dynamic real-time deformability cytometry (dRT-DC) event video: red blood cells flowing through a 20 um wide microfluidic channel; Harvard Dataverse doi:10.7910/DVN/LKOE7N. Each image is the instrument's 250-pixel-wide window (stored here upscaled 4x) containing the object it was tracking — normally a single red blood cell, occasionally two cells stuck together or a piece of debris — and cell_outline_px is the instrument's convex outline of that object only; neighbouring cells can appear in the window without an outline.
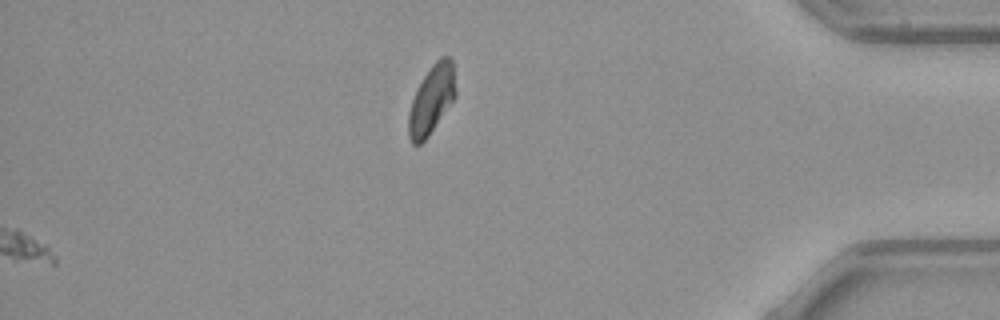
{"species": "common noctule bat (a hibernating species)", "species_latin": "Nyctalus noctula", "temperature_condition": "warm", "stored_images_in_passage": 47, "segment_of_instrument_passage": [2, 2], "camera_frame_rate_fps": 3000, "um_per_image_px": 0.085, "animal": {"sex": "female", "body_mass_g": 21.9}, "frame": {"image": 1, "passage_image": 47, "time_ms": 15.333, "image_size_px": [1000, 320], "cell_outline_px": [[456, 96], [428, 136], [420, 144], [412, 144], [408, 136], [408, 112], [412, 100], [424, 76], [432, 64], [440, 56], [448, 56], [452, 60], [456, 92]], "centroid_in_image_um": [36.68, 8.46], "position_along_channel_um": 398.5, "area_um2": 18.61}}